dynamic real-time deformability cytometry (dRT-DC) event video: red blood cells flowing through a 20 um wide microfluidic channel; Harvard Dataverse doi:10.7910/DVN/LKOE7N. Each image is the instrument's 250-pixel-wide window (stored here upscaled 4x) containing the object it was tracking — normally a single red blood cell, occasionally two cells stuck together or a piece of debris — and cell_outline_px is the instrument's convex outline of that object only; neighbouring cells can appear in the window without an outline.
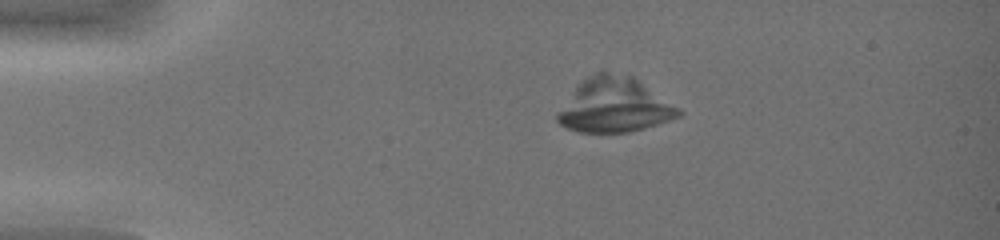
{"species": "common noctule bat (a hibernating species)", "species_latin": "Nyctalus noctula", "temperature_condition": "warm", "stored_images_in_passage": 46, "camera_frame_rate_fps": 3000, "um_per_image_px": 0.085, "animal": {"sex": "female", "body_mass_g": 19.0, "forearm_length_mm": 51.5}, "frame": {"image": 1, "passage_image": 11, "time_ms": 3.333, "image_size_px": [1000, 240], "cell_outline_px": [[684, 112], [680, 116], [644, 128], [628, 132], [576, 132], [560, 124], [556, 120], [556, 112], [576, 88], [584, 80], [596, 72], [608, 72], [632, 76], [680, 108]], "centroid_in_image_um": [52.22, 8.97], "position_along_channel_um": 32.8, "area_um2": 37.92}}
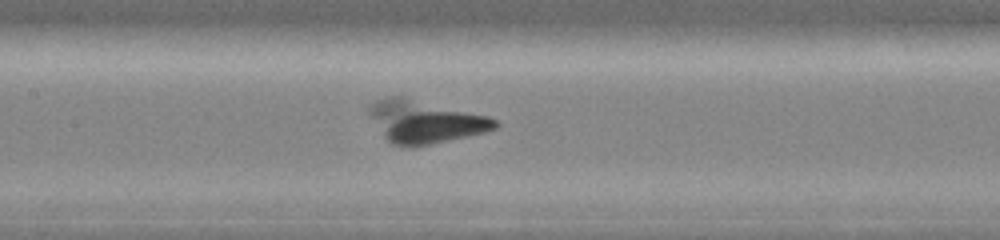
{"frame": {"image": 2, "passage_image": 25, "time_ms": 8.0, "image_size_px": [1000, 240], "cell_outline_px": [[500, 124], [496, 128], [484, 132], [412, 148], [408, 148], [392, 144], [384, 136], [368, 112], [368, 104], [376, 100], [388, 96], [400, 96], [488, 116], [496, 120]], "centroid_in_image_um": [36.09, 10.34], "position_along_channel_um": 171.3, "area_um2": 30.87}}
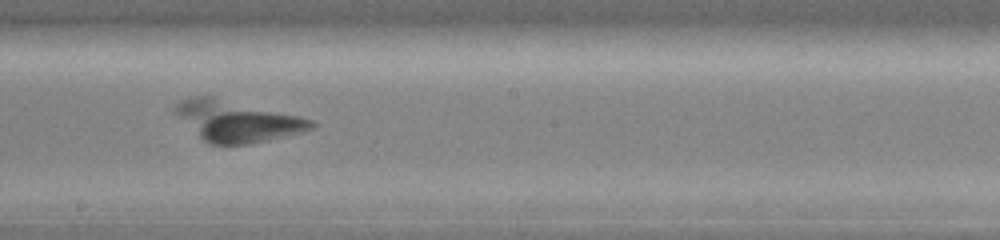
{"frame": {"image": 3, "passage_image": 29, "time_ms": 9.333, "image_size_px": [1000, 240], "cell_outline_px": [[316, 124], [312, 128], [300, 132], [268, 140], [248, 144], [208, 144], [172, 112], [172, 108], [180, 100], [196, 96], [212, 96], [300, 116], [312, 120]], "centroid_in_image_um": [20.1, 10.28], "position_along_channel_um": 228.1, "area_um2": 32.19}}